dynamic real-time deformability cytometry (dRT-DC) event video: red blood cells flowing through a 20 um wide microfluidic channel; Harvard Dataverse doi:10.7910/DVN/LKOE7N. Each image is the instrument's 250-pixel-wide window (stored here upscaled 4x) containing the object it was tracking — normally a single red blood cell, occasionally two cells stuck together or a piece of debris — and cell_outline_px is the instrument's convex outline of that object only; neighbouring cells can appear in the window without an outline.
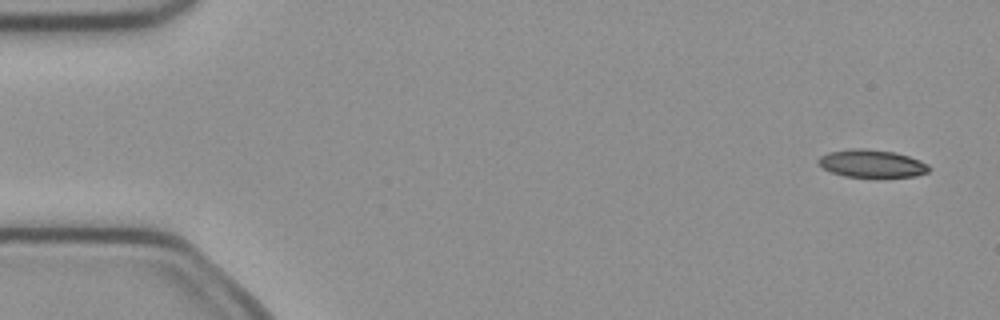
{"species": "common noctule bat (a hibernating species)", "species_latin": "Nyctalus noctula", "temperature_condition": "cold", "stored_images_in_passage": 5, "camera_frame_rate_fps": 3000, "um_per_image_px": 0.085, "animal": {"sex": "female", "body_mass_g": 21.9}, "frame": {"image": 1, "passage_image": 1, "time_ms": 0.0, "image_size_px": [1000, 320], "cell_outline_px": [[932, 168], [928, 172], [916, 176], [844, 176], [832, 172], [824, 168], [816, 160], [820, 156], [828, 152], [852, 148], [864, 148], [892, 152], [908, 156], [920, 160], [928, 164]], "centroid_in_image_um": [74.11, 13.89], "position_along_channel_um": 10.9, "area_um2": 17.63}}
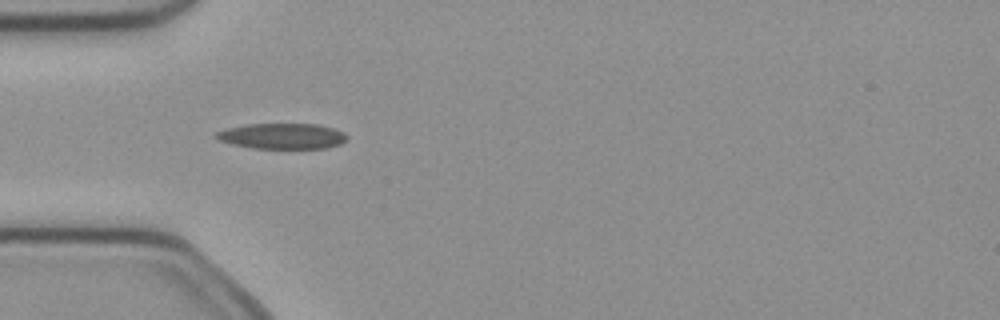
{"frame": {"image": 2, "passage_image": 4, "time_ms": 1.0, "image_size_px": [1000, 320], "cell_outline_px": [[348, 140], [340, 144], [328, 148], [252, 148], [232, 144], [216, 140], [212, 136], [216, 132], [228, 128], [248, 124], [316, 124], [332, 128], [344, 132], [348, 136]], "centroid_in_image_um": [23.98, 11.57], "position_along_channel_um": 61.0, "area_um2": 19.65}}